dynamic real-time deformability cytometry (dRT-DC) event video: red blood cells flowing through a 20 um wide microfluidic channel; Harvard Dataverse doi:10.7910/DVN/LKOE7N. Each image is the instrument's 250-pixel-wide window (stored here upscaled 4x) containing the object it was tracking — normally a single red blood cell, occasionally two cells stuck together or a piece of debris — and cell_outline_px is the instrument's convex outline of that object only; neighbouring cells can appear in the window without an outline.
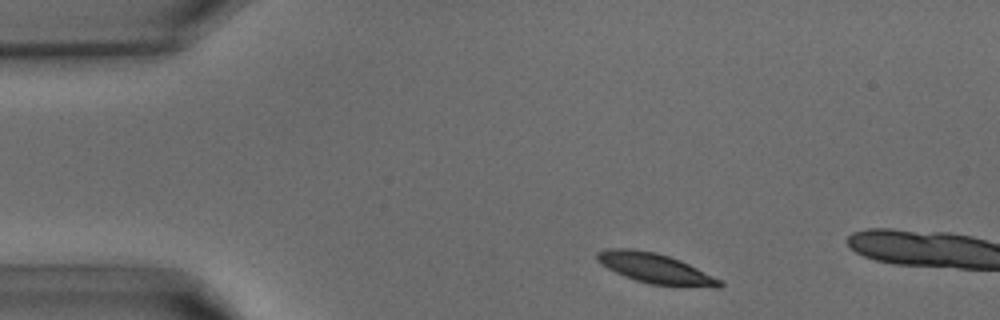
{"species": "common noctule bat (a hibernating species)", "species_latin": "Nyctalus noctula", "temperature_condition": "warm", "stored_images_in_passage": 5, "camera_frame_rate_fps": 3000, "um_per_image_px": 0.085, "animal": {"sex": "male", "body_mass_g": 15.6}, "frame": {"image": 1, "passage_image": 2, "time_ms": 0.333, "image_size_px": [1000, 320], "cell_outline_px": [[724, 284], [720, 288], [712, 288], [648, 284], [624, 276], [600, 264], [596, 260], [596, 252], [608, 248], [628, 248], [656, 252], [680, 260], [720, 280]], "centroid_in_image_um": [55.67, 22.82], "position_along_channel_um": 29.3, "area_um2": 21.44}}